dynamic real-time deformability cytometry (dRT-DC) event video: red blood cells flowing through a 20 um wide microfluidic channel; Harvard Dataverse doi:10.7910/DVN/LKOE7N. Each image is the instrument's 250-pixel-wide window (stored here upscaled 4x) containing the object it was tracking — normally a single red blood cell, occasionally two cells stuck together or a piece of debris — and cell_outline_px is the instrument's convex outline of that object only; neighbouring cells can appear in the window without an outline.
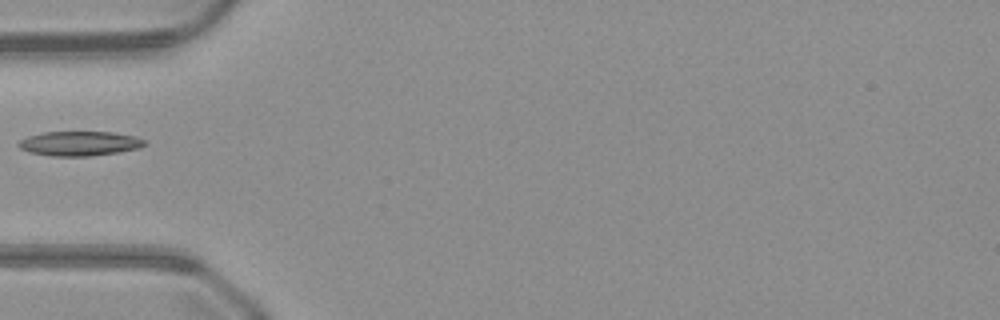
{"species": "common noctule bat (a hibernating species)", "species_latin": "Nyctalus noctula", "temperature_condition": "warm", "stored_images_in_passage": 16, "camera_frame_rate_fps": 3000, "um_per_image_px": 0.085, "animal": {"sex": "male", "body_mass_g": 23.1, "forearm_length_mm": 52.7}, "frame": {"image": 1, "passage_image": 1, "time_ms": 0.0, "image_size_px": [1000, 320], "cell_outline_px": [[148, 144], [140, 148], [120, 152], [92, 156], [52, 156], [28, 152], [20, 148], [16, 144], [20, 140], [28, 136], [44, 132], [112, 132], [136, 136], [144, 140]], "centroid_in_image_um": [6.78, 12.2], "position_along_channel_um": 78.2, "area_um2": 18.21}}
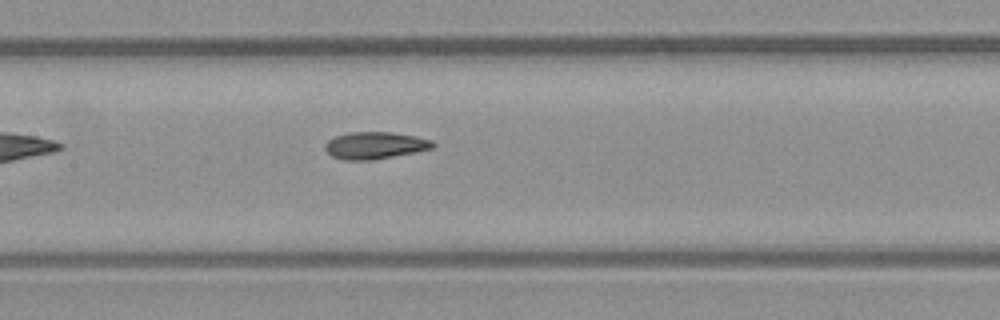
{"frame": {"image": 2, "passage_image": 8, "time_ms": 2.333, "image_size_px": [1000, 320], "cell_outline_px": [[436, 144], [432, 148], [372, 160], [344, 160], [332, 156], [324, 148], [324, 144], [328, 140], [336, 136], [348, 132], [392, 132], [416, 136], [432, 140]], "centroid_in_image_um": [31.85, 12.35], "position_along_channel_um": 175.6, "area_um2": 16.88}}
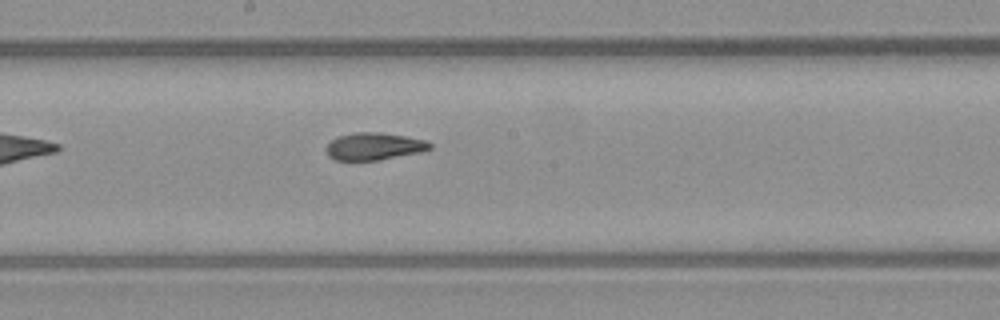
{"frame": {"image": 3, "passage_image": 11, "time_ms": 3.333, "image_size_px": [1000, 320], "cell_outline_px": [[432, 148], [420, 152], [380, 160], [336, 160], [328, 156], [324, 148], [336, 136], [356, 132], [380, 132], [404, 136], [424, 140], [432, 144]], "centroid_in_image_um": [31.76, 12.44], "position_along_channel_um": 216.4, "area_um2": 16.53}}